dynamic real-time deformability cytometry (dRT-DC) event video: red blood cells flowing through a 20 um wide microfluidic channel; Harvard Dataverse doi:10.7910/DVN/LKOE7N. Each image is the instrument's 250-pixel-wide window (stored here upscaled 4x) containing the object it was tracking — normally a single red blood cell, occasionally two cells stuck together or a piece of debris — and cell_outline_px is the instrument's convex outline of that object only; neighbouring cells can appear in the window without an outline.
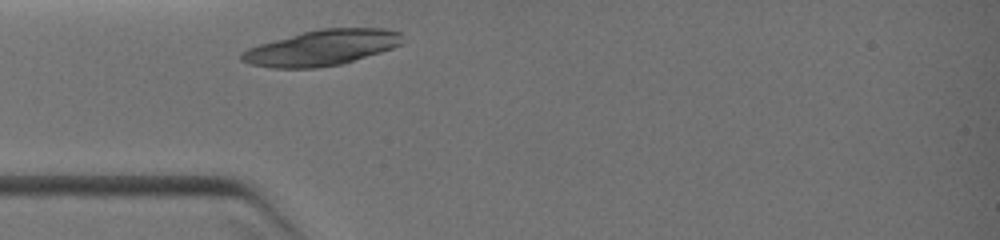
{"species": "common noctule bat (a hibernating species)", "species_latin": "Nyctalus noctula", "temperature_condition": "warm", "stored_images_in_passage": 1, "camera_frame_rate_fps": 3000, "um_per_image_px": 0.085, "animal": {"sex": "female", "body_mass_g": 19.0, "forearm_length_mm": 51.5}, "frame": {"image": 1, "passage_image": 1, "time_ms": 0.0, "image_size_px": [1000, 240], "cell_outline_px": [[400, 44], [392, 48], [380, 52], [340, 64], [316, 68], [272, 68], [252, 64], [240, 60], [240, 52], [248, 48], [260, 44], [304, 32], [320, 28], [388, 28], [400, 32]], "centroid_in_image_um": [27.33, 4.06], "position_along_channel_um": 57.7, "area_um2": 32.95}}